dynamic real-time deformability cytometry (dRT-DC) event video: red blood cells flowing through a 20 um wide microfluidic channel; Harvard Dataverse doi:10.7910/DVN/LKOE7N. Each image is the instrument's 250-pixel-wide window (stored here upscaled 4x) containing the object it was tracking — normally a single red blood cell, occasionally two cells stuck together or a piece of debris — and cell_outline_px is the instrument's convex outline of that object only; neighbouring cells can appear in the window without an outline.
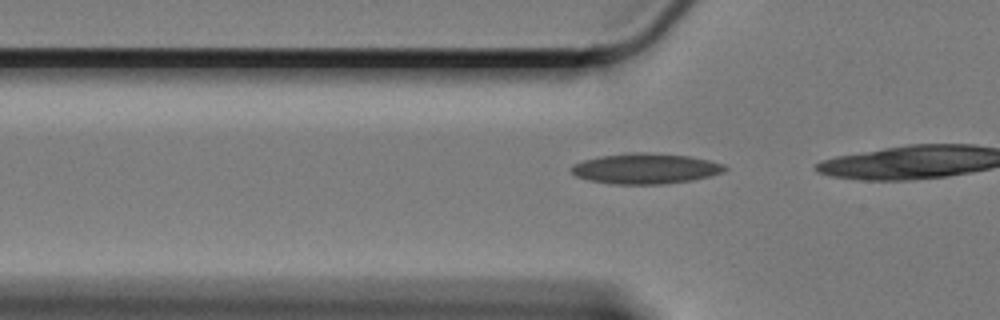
{"species": "Egyptian fruit bat (a non-hibernating species)", "species_latin": "Rousettus aegyptiacus", "temperature_condition": "cold", "stored_images_in_passage": 19, "camera_frame_rate_fps": 3000, "um_per_image_px": 0.085, "animal": {"sex": "female"}, "frame": {"image": 1, "passage_image": 16, "time_ms": 5.0, "image_size_px": [1000, 320], "cell_outline_px": [[728, 168], [724, 172], [692, 180], [664, 184], [612, 184], [588, 180], [576, 176], [568, 168], [572, 164], [584, 160], [600, 156], [624, 152], [644, 152], [688, 156], [708, 160], [724, 164]], "centroid_in_image_um": [54.83, 14.32], "position_along_channel_um": 71.0, "area_um2": 27.4}}